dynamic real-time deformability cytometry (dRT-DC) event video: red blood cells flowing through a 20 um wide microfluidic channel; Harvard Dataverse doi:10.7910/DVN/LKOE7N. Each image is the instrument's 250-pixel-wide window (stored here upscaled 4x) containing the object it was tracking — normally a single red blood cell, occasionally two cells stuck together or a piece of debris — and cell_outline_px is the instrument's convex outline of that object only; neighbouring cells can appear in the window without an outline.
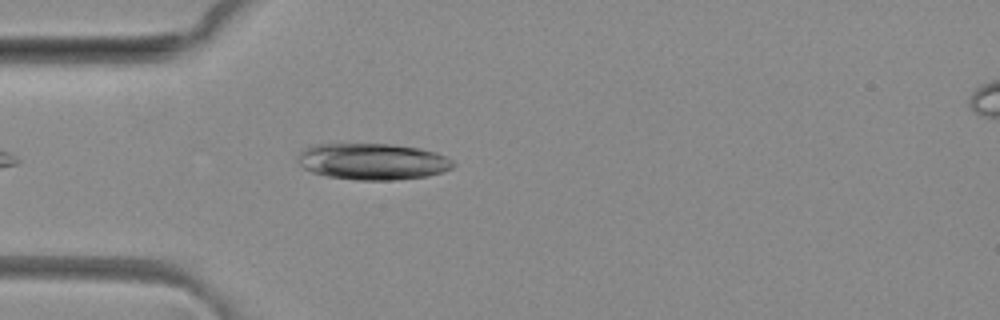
{"species": "common noctule bat (a hibernating species)", "species_latin": "Nyctalus noctula", "temperature_condition": "room temperature", "stored_images_in_passage": 6, "camera_frame_rate_fps": 3000, "um_per_image_px": 0.085, "animal": {"sex": "female", "body_mass_g": 29.2, "forearm_length_mm": 56.3}, "frame": {"image": 1, "passage_image": 2, "time_ms": 0.333, "image_size_px": [1000, 320], "cell_outline_px": [[456, 164], [452, 168], [444, 172], [428, 176], [392, 180], [356, 180], [328, 176], [312, 172], [304, 168], [300, 164], [300, 152], [304, 148], [312, 144], [392, 144], [420, 148], [436, 152], [452, 160]], "centroid_in_image_um": [31.71, 13.73], "position_along_channel_um": 53.3, "area_um2": 33.0}}
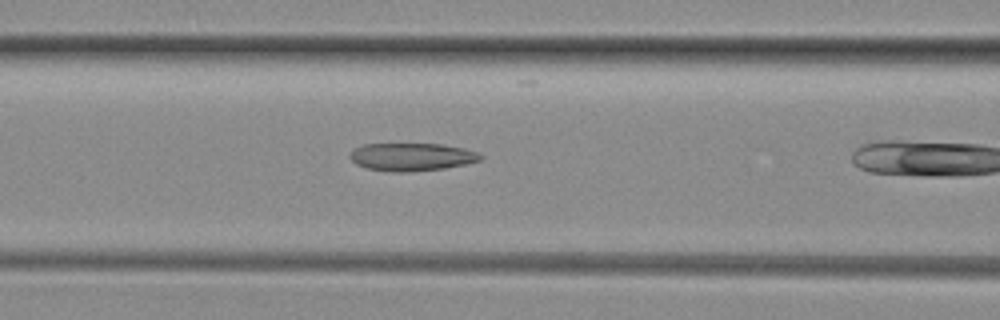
{"frame": {"image": 2, "passage_image": 5, "time_ms": 1.333, "image_size_px": [1000, 320], "cell_outline_px": [[484, 156], [480, 160], [464, 164], [444, 168], [408, 172], [392, 172], [368, 168], [356, 164], [348, 156], [352, 148], [364, 144], [440, 144], [464, 148], [476, 152]], "centroid_in_image_um": [34.95, 13.33], "position_along_channel_um": 131.6, "area_um2": 21.15}}